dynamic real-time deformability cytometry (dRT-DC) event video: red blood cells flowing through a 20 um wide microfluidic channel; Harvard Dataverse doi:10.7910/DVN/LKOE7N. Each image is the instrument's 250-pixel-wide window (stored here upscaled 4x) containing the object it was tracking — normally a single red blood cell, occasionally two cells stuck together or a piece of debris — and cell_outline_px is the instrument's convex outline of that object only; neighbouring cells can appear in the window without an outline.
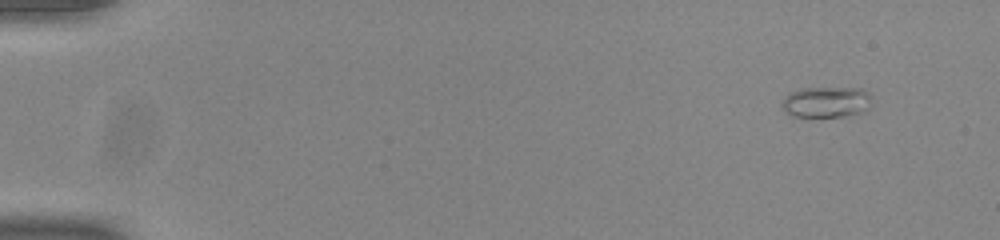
{"species": "common noctule bat (a hibernating species)", "species_latin": "Nyctalus noctula", "temperature_condition": "room temperature", "stored_images_in_passage": 50, "camera_frame_rate_fps": 3000, "um_per_image_px": 0.085, "animal": {"sex": "male", "body_mass_g": 20.0, "forearm_length_mm": 53.3}, "frame": {"image": 1, "passage_image": 1, "time_ms": 0.0, "image_size_px": [1000, 240], "cell_outline_px": [[872, 96], [868, 108], [860, 112], [844, 116], [792, 116], [784, 112], [780, 104], [784, 96], [792, 92], [804, 88], [864, 88]], "centroid_in_image_um": [70.21, 8.66], "position_along_channel_um": 14.8, "area_um2": 16.18}}
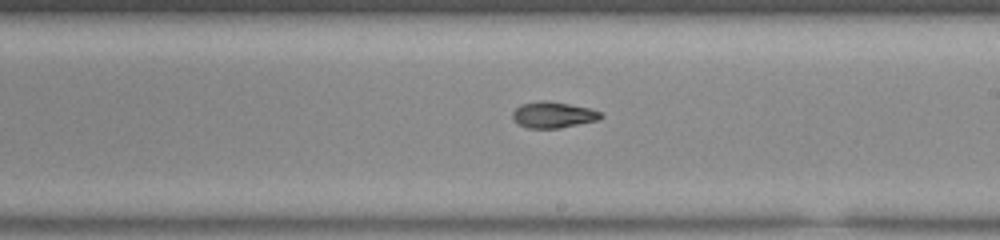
{"frame": {"image": 2, "passage_image": 29, "time_ms": 9.333, "image_size_px": [1000, 240], "cell_outline_px": [[604, 116], [600, 120], [560, 128], [528, 128], [516, 124], [512, 116], [512, 112], [520, 104], [540, 100], [548, 100], [588, 108], [600, 112]], "centroid_in_image_um": [47.0, 9.76], "position_along_channel_um": 242.0, "area_um2": 13.58}}
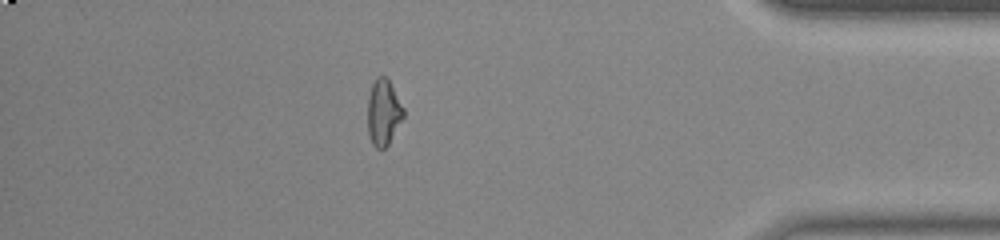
{"frame": {"image": 3, "passage_image": 44, "time_ms": 14.333, "image_size_px": [1000, 240], "cell_outline_px": [[404, 116], [388, 144], [384, 148], [376, 148], [372, 144], [368, 132], [368, 96], [372, 84], [376, 76], [384, 76], [388, 80], [404, 108]], "centroid_in_image_um": [32.58, 9.55], "position_along_channel_um": 402.6, "area_um2": 13.58}, "authors_computed_cell_mechanics": {"area_um2": 13.8142, "velocity_mm_per_s": 3.8906, "shape_relaxation_time_tau1_ms": null, "shape_relaxation_time_tau2_ms": 1.5949, "deformation_change_tau1": null, "deformation_change_tau2": 0.0676}}